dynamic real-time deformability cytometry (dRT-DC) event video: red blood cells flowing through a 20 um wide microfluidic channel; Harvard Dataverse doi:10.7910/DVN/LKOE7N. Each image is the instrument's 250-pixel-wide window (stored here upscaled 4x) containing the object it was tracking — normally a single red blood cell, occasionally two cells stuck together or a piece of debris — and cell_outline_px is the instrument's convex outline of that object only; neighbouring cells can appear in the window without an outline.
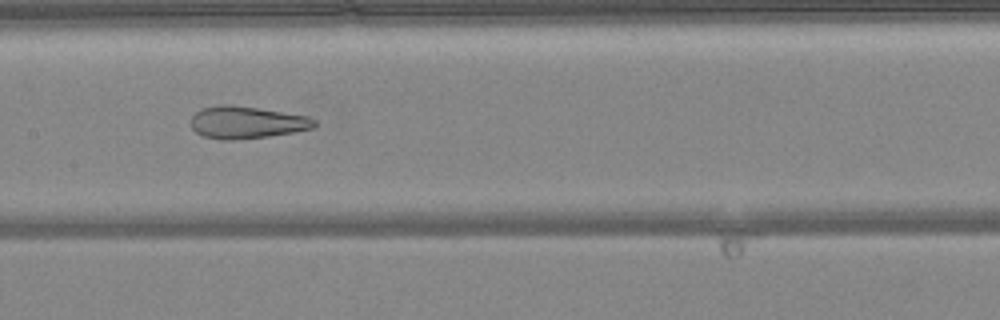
{"species": "common noctule bat (a hibernating species)", "species_latin": "Nyctalus noctula", "temperature_condition": "warm", "stored_images_in_passage": 47, "camera_frame_rate_fps": 3000, "um_per_image_px": 0.085, "animal": {"sex": "female", "body_mass_g": 24.6, "forearm_length_mm": 56.2}, "frame": {"image": 1, "passage_image": 22, "time_ms": 7.0, "image_size_px": [1000, 320], "cell_outline_px": [[316, 124], [312, 128], [292, 132], [268, 136], [236, 140], [220, 140], [204, 136], [196, 132], [192, 128], [192, 116], [200, 108], [220, 104], [228, 104], [256, 108], [308, 116], [316, 120]], "centroid_in_image_um": [20.93, 10.4], "position_along_channel_um": 186.5, "area_um2": 23.06}}
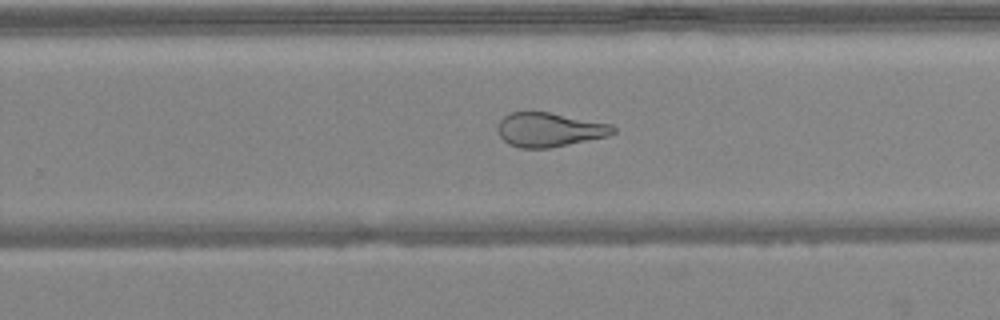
{"frame": {"image": 2, "passage_image": 29, "time_ms": 9.333, "image_size_px": [1000, 320], "cell_outline_px": [[616, 132], [608, 136], [548, 148], [520, 148], [508, 144], [500, 136], [500, 120], [504, 116], [512, 112], [548, 112], [612, 124], [616, 128]], "centroid_in_image_um": [46.73, 11.02], "position_along_channel_um": 283.1, "area_um2": 22.66}}
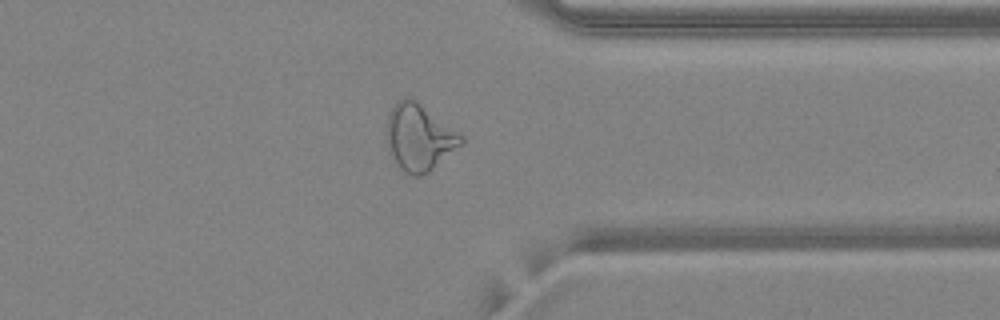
{"frame": {"image": 3, "passage_image": 36, "time_ms": 11.667, "image_size_px": [1000, 320], "cell_outline_px": [[464, 144], [428, 172], [420, 176], [412, 176], [404, 172], [392, 160], [388, 152], [384, 132], [388, 112], [404, 96], [408, 96], [416, 100], [464, 136]], "centroid_in_image_um": [35.59, 11.69], "position_along_channel_um": 375.8, "area_um2": 29.48}, "authors_computed_cell_mechanics": {"area_um2": 29.478, "velocity_mm_per_s": 4.173, "shape_relaxation_time_tau1_ms": null, "shape_relaxation_time_tau2_ms": 1.5648, "deformation_change_tau1": null, "deformation_change_tau2": 0.1081}}